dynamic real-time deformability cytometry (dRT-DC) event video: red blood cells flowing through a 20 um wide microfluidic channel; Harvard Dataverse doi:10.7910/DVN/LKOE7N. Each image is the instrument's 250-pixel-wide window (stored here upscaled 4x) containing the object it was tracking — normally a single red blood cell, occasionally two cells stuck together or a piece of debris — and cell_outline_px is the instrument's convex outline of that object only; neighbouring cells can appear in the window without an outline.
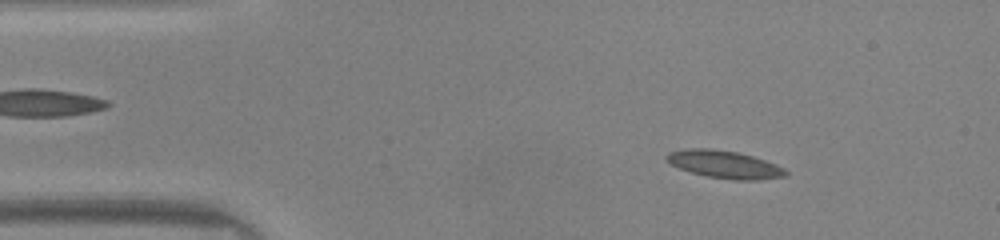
{"species": "common noctule bat (a hibernating species)", "species_latin": "Nyctalus noctula", "temperature_condition": "warm", "stored_images_in_passage": 48, "camera_frame_rate_fps": 3000, "um_per_image_px": 0.085, "animal": {"sex": "male", "body_mass_g": 20.0, "forearm_length_mm": 53.3}, "frame": {"image": 1, "passage_image": 6, "time_ms": 1.667, "image_size_px": [1000, 240], "cell_outline_px": [[788, 176], [760, 180], [736, 180], [708, 176], [692, 172], [680, 168], [672, 164], [664, 156], [668, 152], [688, 148], [708, 148], [736, 152], [752, 156], [776, 164], [784, 168], [788, 172]], "centroid_in_image_um": [61.62, 13.97], "position_along_channel_um": 23.4, "area_um2": 19.02}}
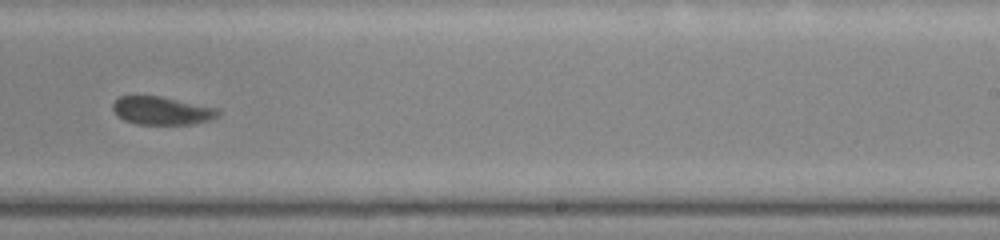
{"frame": {"image": 2, "passage_image": 29, "time_ms": 9.333, "image_size_px": [1000, 240], "cell_outline_px": [[220, 116], [212, 120], [192, 124], [136, 124], [124, 120], [112, 108], [112, 104], [120, 96], [160, 96], [220, 108]], "centroid_in_image_um": [13.83, 9.41], "position_along_channel_um": 275.2, "area_um2": 17.34}}
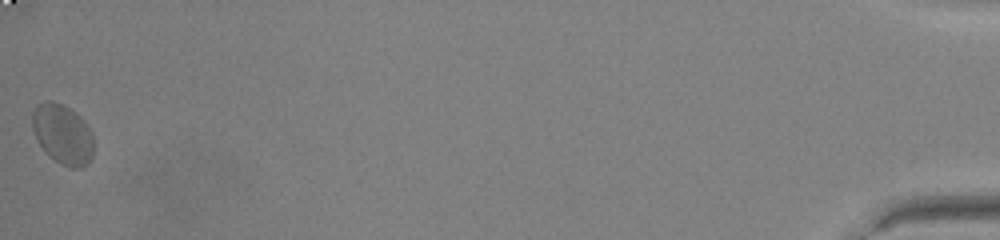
{"frame": {"image": 3, "passage_image": 48, "time_ms": 15.667, "image_size_px": [1000, 240], "cell_outline_px": [[92, 156], [88, 164], [80, 168], [68, 168], [60, 164], [36, 140], [32, 128], [32, 112], [44, 100], [52, 100], [76, 112], [84, 120], [92, 132]], "centroid_in_image_um": [5.33, 11.4], "position_along_channel_um": 429.9, "area_um2": 21.27}, "authors_computed_cell_mechanics": {"area_um2": 18.1492, "velocity_mm_per_s": 4.1, "shape_relaxation_time_tau1_ms": 5.3758, "shape_relaxation_time_tau2_ms": 2.9427, "deformation_change_tau1": 0.1314, "deformation_change_tau2": 0.0422}}